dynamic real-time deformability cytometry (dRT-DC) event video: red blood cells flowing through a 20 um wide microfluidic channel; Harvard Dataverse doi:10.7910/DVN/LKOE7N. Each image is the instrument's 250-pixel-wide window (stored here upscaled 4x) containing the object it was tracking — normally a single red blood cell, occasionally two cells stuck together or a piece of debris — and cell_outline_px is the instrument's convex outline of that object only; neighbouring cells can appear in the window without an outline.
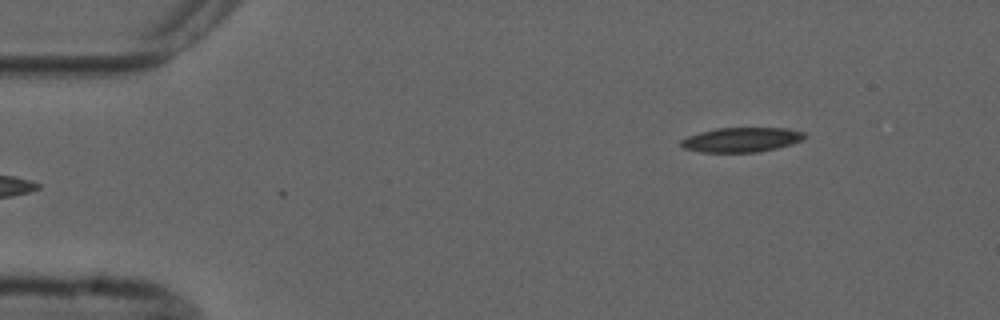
{"species": "common noctule bat (a hibernating species)", "species_latin": "Nyctalus noctula", "temperature_condition": "cold", "stored_images_in_passage": 3, "camera_frame_rate_fps": 3000, "um_per_image_px": 0.085, "animal": {"sex": "male", "forearm_length_mm": 52.5}, "frame": {"image": 1, "passage_image": 3, "time_ms": 3.0, "image_size_px": [1000, 320], "cell_outline_px": [[808, 136], [804, 140], [792, 144], [776, 148], [756, 152], [700, 152], [684, 148], [680, 144], [680, 140], [688, 136], [700, 132], [716, 128], [788, 128], [804, 132]], "centroid_in_image_um": [63.06, 11.87], "position_along_channel_um": 21.9, "area_um2": 17.8}}